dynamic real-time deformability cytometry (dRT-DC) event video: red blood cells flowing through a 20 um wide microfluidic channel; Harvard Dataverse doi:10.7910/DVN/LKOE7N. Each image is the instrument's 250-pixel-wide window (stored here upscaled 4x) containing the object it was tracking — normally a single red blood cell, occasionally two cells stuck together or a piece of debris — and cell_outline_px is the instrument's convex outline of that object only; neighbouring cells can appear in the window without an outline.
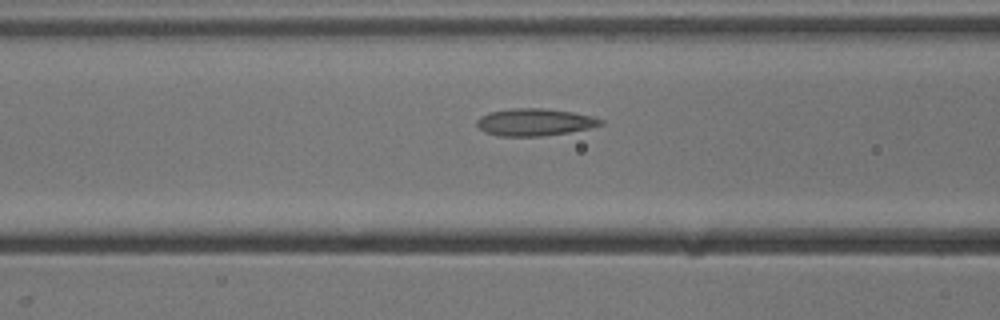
{"species": "common noctule bat (a hibernating species)", "species_latin": "Nyctalus noctula", "temperature_condition": "cold", "stored_images_in_passage": 25, "camera_frame_rate_fps": 3000, "um_per_image_px": 0.085, "animal": {"sex": "male", "body_mass_g": 13.3}, "frame": {"image": 1, "passage_image": 13, "time_ms": 4.0, "image_size_px": [1000, 320], "cell_outline_px": [[604, 124], [588, 128], [568, 132], [544, 136], [496, 136], [484, 132], [476, 124], [476, 120], [480, 116], [488, 112], [512, 108], [548, 108], [572, 112], [592, 116], [604, 120]], "centroid_in_image_um": [45.42, 10.38], "position_along_channel_um": 121.2, "area_um2": 19.83}}
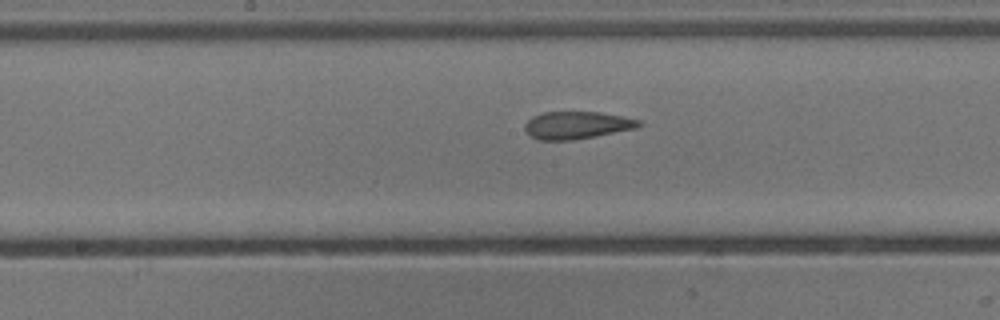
{"frame": {"image": 2, "passage_image": 19, "time_ms": 6.0, "image_size_px": [1000, 320], "cell_outline_px": [[644, 124], [636, 128], [572, 140], [540, 140], [532, 136], [524, 128], [524, 124], [532, 116], [544, 112], [600, 112], [640, 120]], "centroid_in_image_um": [49.03, 10.63], "position_along_channel_um": 199.2, "area_um2": 18.03}}
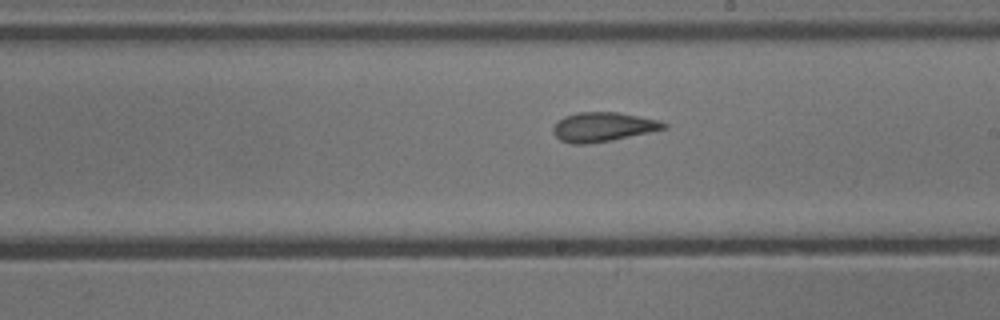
{"frame": {"image": 3, "passage_image": 22, "time_ms": 7.0, "image_size_px": [1000, 320], "cell_outline_px": [[668, 128], [612, 140], [584, 144], [572, 144], [560, 140], [552, 132], [552, 128], [556, 120], [564, 116], [576, 112], [616, 112], [660, 120], [668, 124]], "centroid_in_image_um": [51.22, 10.78], "position_along_channel_um": 237.8, "area_um2": 19.02}}